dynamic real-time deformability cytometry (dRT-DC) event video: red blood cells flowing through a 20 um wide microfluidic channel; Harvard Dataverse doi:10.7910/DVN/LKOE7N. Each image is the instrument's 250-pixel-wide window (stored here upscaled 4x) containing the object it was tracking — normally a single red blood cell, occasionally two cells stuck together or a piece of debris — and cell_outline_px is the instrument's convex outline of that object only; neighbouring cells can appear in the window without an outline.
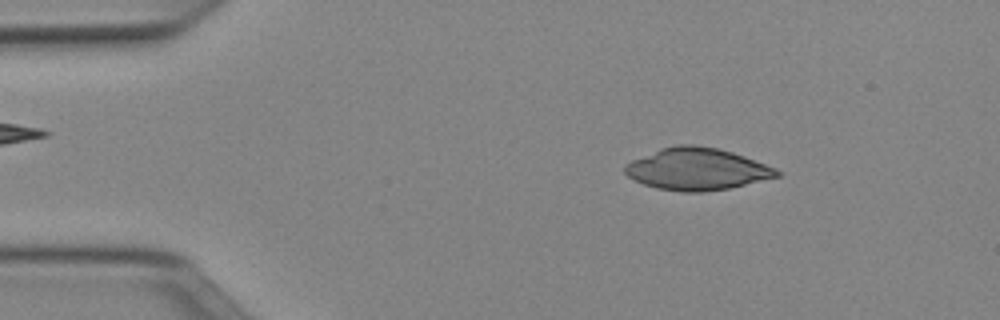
{"species": "Egyptian fruit bat (a non-hibernating species)", "species_latin": "Rousettus aegyptiacus", "temperature_condition": "cold", "stored_images_in_passage": 49, "camera_frame_rate_fps": 3000, "um_per_image_px": 0.085, "animal": {"sex": "female"}, "frame": {"image": 1, "passage_image": 7, "time_ms": 2.0, "image_size_px": [1000, 320], "cell_outline_px": [[784, 172], [780, 176], [728, 188], [704, 192], [680, 192], [656, 188], [644, 184], [628, 176], [624, 172], [624, 164], [632, 160], [660, 148], [680, 144], [692, 144], [716, 148], [732, 152], [744, 156], [776, 168]], "centroid_in_image_um": [59.24, 14.37], "position_along_channel_um": 25.8, "area_um2": 37.17}}